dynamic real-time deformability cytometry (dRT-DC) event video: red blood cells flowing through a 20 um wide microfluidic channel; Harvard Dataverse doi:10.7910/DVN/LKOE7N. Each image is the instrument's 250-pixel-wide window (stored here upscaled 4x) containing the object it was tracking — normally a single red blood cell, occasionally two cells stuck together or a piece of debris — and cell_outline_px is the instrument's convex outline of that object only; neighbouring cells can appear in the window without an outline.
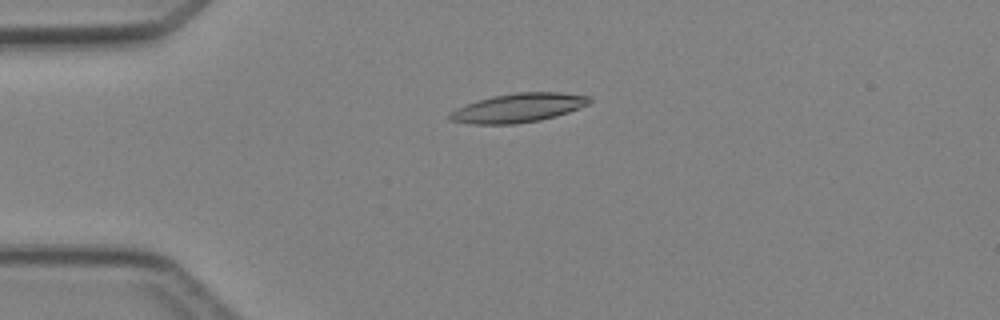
{"species": "Egyptian fruit bat (a non-hibernating species)", "species_latin": "Rousettus aegyptiacus", "temperature_condition": "cold", "stored_images_in_passage": 5, "camera_frame_rate_fps": 3000, "um_per_image_px": 0.085, "animal": {"sex": "female"}, "frame": {"image": 1, "passage_image": 3, "time_ms": 2.333, "image_size_px": [1000, 320], "cell_outline_px": [[592, 100], [588, 104], [580, 108], [556, 116], [540, 120], [516, 124], [472, 124], [448, 120], [448, 112], [456, 108], [492, 96], [516, 92], [560, 92], [588, 96]], "centroid_in_image_um": [44.04, 9.17], "position_along_channel_um": 41.0, "area_um2": 23.58}}
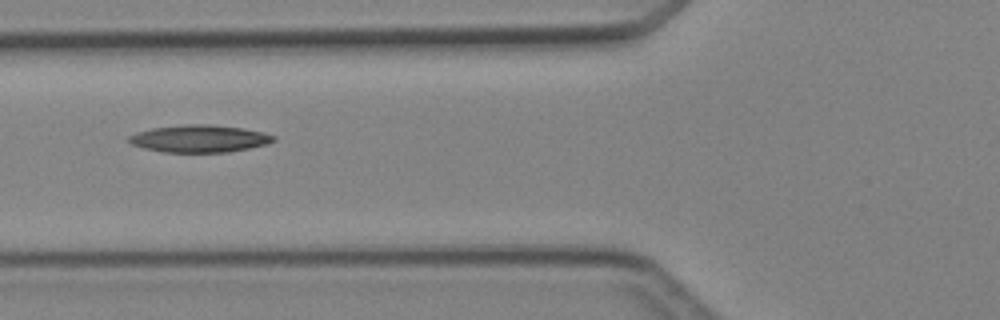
{"frame": {"image": 2, "passage_image": 5, "time_ms": 4.667, "image_size_px": [1000, 320], "cell_outline_px": [[276, 140], [264, 144], [248, 148], [228, 152], [164, 152], [144, 148], [132, 144], [128, 140], [128, 136], [136, 132], [152, 128], [184, 124], [208, 124], [244, 128], [264, 132], [276, 136]], "centroid_in_image_um": [16.95, 11.77], "position_along_channel_um": 108.9, "area_um2": 23.0}}